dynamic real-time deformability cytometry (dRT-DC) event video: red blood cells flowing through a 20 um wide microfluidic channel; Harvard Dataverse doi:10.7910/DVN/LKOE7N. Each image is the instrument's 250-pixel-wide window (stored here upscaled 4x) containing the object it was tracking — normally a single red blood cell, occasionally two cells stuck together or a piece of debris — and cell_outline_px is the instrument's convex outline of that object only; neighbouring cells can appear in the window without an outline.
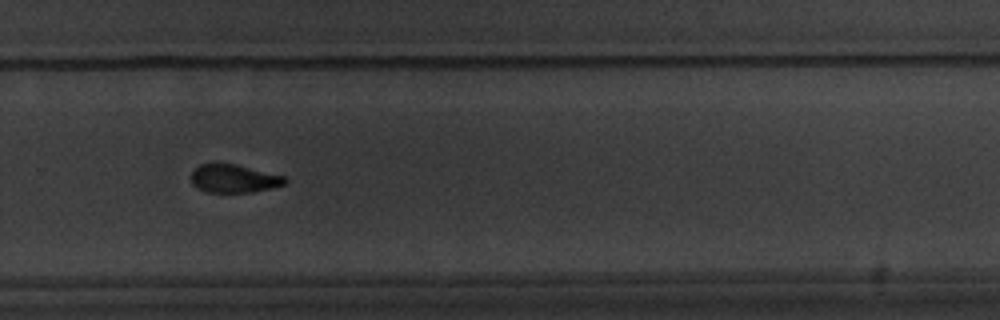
{"species": "common noctule bat (a hibernating species)", "species_latin": "Nyctalus noctula", "temperature_condition": "warm", "stored_images_in_passage": 17, "camera_frame_rate_fps": 3000, "um_per_image_px": 0.085, "animal": {"sex": "male", "body_mass_g": 20.1, "forearm_length_mm": 53.5}, "frame": {"image": 1, "passage_image": 12, "time_ms": 13.0, "image_size_px": [1000, 320], "cell_outline_px": [[288, 180], [284, 184], [272, 188], [252, 192], [208, 192], [196, 188], [192, 184], [192, 172], [200, 164], [236, 164], [284, 176]], "centroid_in_image_um": [19.89, 15.19], "position_along_channel_um": 309.9, "area_um2": 15.26}}
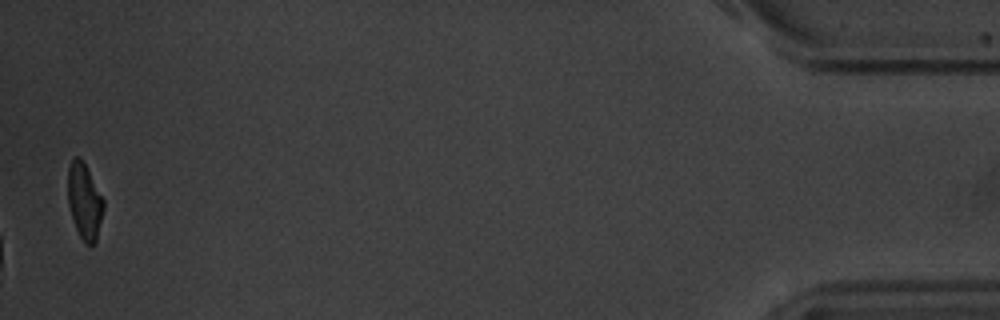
{"frame": {"image": 2, "passage_image": 17, "time_ms": 19.0, "image_size_px": [1000, 320], "cell_outline_px": [[104, 208], [96, 240], [92, 244], [84, 244], [76, 228], [68, 204], [68, 168], [72, 160], [76, 156], [80, 156], [104, 200]], "centroid_in_image_um": [7.18, 17.11], "position_along_channel_um": 428.0, "area_um2": 15.49}}